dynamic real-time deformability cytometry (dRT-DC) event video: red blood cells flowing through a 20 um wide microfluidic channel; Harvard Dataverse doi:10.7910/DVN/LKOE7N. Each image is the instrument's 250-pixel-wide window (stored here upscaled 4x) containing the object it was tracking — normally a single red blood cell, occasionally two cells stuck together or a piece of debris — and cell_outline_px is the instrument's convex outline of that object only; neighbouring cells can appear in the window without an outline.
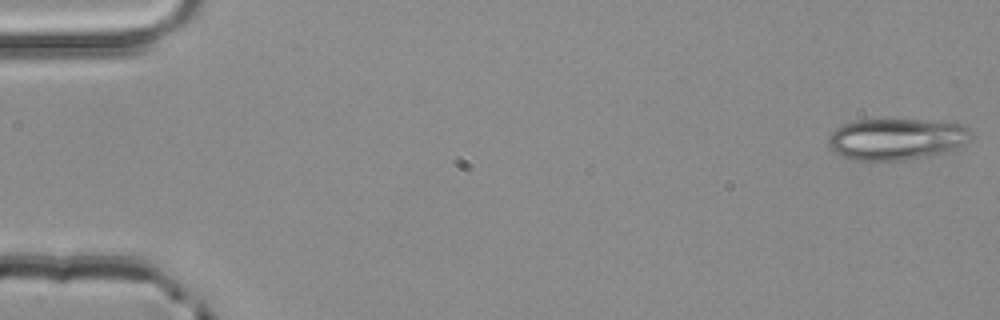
{"species": "common noctule bat (a hibernating species)", "species_latin": "Nyctalus noctula", "temperature_condition": "room temperature", "stored_images_in_passage": 7, "segment_of_instrument_passage": [1, 2], "camera_frame_rate_fps": 3000, "um_per_image_px": 0.085, "animal": {"sex": "male", "body_mass_g": 20.4}, "frame": {"image": 1, "passage_image": 1, "time_ms": 0.0, "image_size_px": [1000, 320], "cell_outline_px": [[972, 136], [964, 144], [956, 148], [928, 156], [900, 160], [856, 160], [844, 156], [828, 148], [828, 136], [836, 128], [844, 124], [856, 120], [948, 120], [960, 124], [968, 128], [972, 132]], "centroid_in_image_um": [76.22, 11.8], "position_along_channel_um": 8.8, "area_um2": 34.51}}